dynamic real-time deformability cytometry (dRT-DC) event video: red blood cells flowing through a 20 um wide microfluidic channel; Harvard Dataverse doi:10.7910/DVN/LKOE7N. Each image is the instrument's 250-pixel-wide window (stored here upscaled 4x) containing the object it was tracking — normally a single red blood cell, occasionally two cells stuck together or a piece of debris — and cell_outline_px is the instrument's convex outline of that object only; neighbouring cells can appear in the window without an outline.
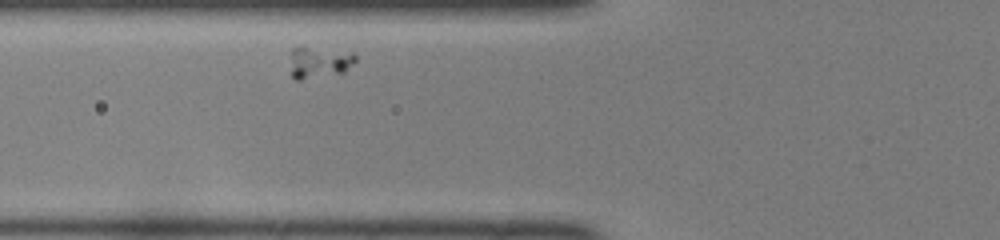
{"species": "common noctule bat (a hibernating species)", "species_latin": "Nyctalus noctula", "temperature_condition": "room temperature", "stored_images_in_passage": 26, "camera_frame_rate_fps": 3000, "um_per_image_px": 0.085, "animal": {"sex": "female", "body_mass_g": 22.0, "forearm_length_mm": 56.7}, "frame": {"image": 1, "passage_image": 3, "time_ms": 0.667, "image_size_px": [1000, 240], "cell_outline_px": [[356, 60], [344, 72], [300, 80], [296, 80], [292, 76], [292, 48], [304, 48], [352, 52], [356, 56]], "centroid_in_image_um": [27.16, 5.32], "position_along_channel_um": 98.6, "area_um2": 11.39}}
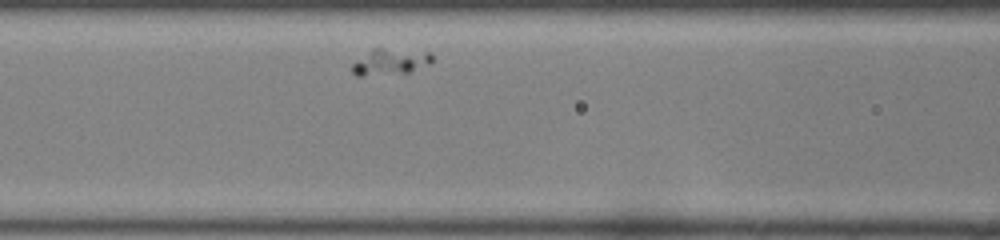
{"frame": {"image": 2, "passage_image": 6, "time_ms": 1.667, "image_size_px": [1000, 240], "cell_outline_px": [[432, 60], [428, 64], [408, 72], [360, 76], [356, 76], [352, 72], [352, 64], [372, 48], [380, 48], [428, 52], [432, 56]], "centroid_in_image_um": [33.13, 5.25], "position_along_channel_um": 133.5, "area_um2": 11.85}}
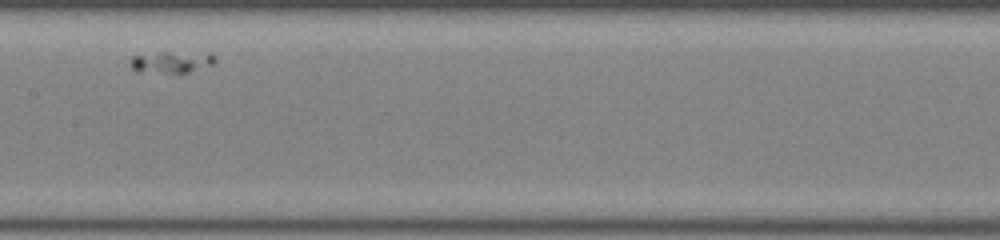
{"frame": {"image": 3, "passage_image": 11, "time_ms": 3.333, "image_size_px": [1000, 240], "cell_outline_px": [[216, 60], [212, 64], [188, 72], [136, 72], [128, 64], [128, 60], [132, 56], [160, 52], [208, 52], [216, 56]], "centroid_in_image_um": [14.54, 5.25], "position_along_channel_um": 192.9, "area_um2": 10.81}}